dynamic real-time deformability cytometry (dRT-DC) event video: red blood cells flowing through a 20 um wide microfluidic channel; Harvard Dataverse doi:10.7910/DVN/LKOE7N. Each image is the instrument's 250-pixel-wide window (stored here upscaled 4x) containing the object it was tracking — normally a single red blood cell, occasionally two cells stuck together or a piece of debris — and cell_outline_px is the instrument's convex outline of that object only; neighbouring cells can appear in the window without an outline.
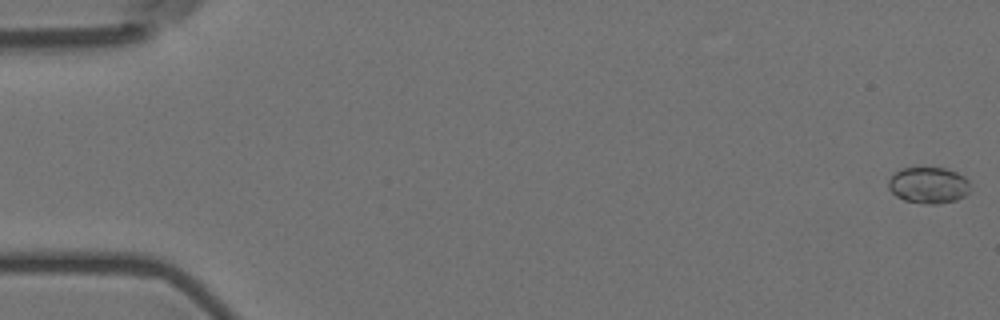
{"species": "Egyptian fruit bat (a non-hibernating species)", "species_latin": "Rousettus aegyptiacus", "temperature_condition": "room temperature", "stored_images_in_passage": 6, "camera_frame_rate_fps": 3000, "um_per_image_px": 0.085, "animal": {"sex": "female"}, "frame": {"image": 1, "passage_image": 1, "time_ms": 0.0, "image_size_px": [1000, 320], "cell_outline_px": [[968, 192], [964, 196], [956, 200], [936, 204], [928, 204], [904, 200], [896, 196], [888, 188], [888, 180], [900, 168], [944, 168], [956, 172], [964, 176], [968, 180]], "centroid_in_image_um": [78.9, 15.74], "position_along_channel_um": 6.1, "area_um2": 17.17}}
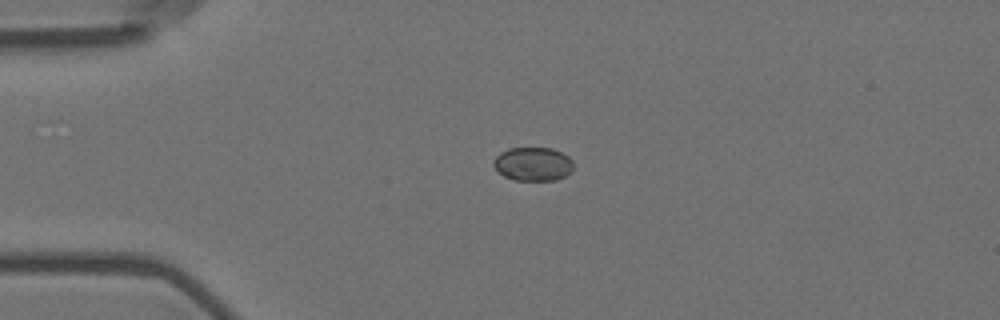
{"frame": {"image": 2, "passage_image": 4, "time_ms": 1.0, "image_size_px": [1000, 320], "cell_outline_px": [[572, 168], [564, 176], [556, 180], [516, 180], [504, 176], [492, 164], [492, 160], [500, 152], [508, 148], [552, 148], [568, 156], [572, 160]], "centroid_in_image_um": [45.27, 13.93], "position_along_channel_um": 39.7, "area_um2": 15.55}}
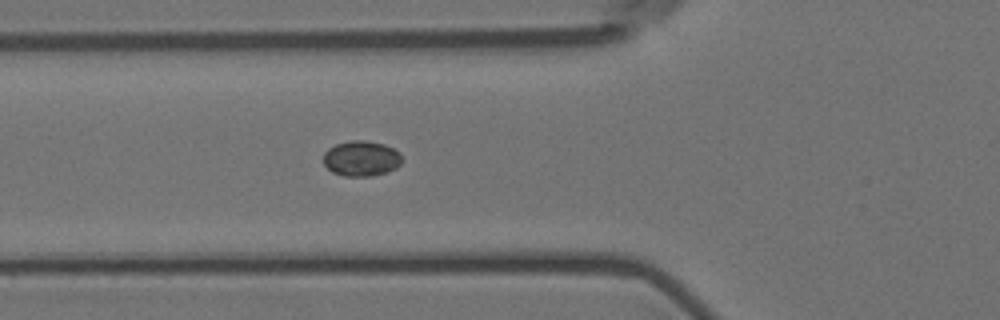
{"frame": {"image": 3, "passage_image": 6, "time_ms": 1.667, "image_size_px": [1000, 320], "cell_outline_px": [[400, 164], [396, 168], [388, 172], [372, 176], [344, 176], [332, 172], [324, 164], [324, 152], [328, 148], [336, 144], [352, 140], [364, 140], [384, 144], [400, 152]], "centroid_in_image_um": [30.7, 13.47], "position_along_channel_um": 95.1, "area_um2": 16.18}}